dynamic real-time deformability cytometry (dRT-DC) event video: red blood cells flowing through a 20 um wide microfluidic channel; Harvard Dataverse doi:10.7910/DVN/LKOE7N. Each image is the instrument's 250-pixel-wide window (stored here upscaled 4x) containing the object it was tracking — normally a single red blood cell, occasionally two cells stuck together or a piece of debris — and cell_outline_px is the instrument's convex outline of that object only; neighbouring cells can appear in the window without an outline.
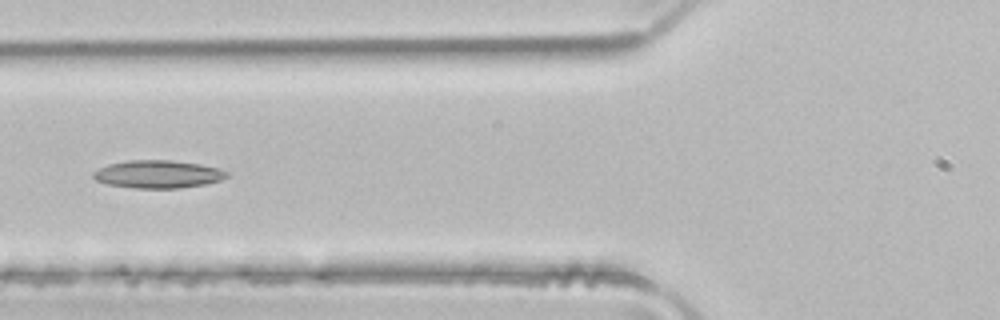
{"species": "common noctule bat (a hibernating species)", "species_latin": "Nyctalus noctula", "temperature_condition": "room temperature", "stored_images_in_passage": 4, "camera_frame_rate_fps": 3000, "um_per_image_px": 0.085, "animal": {"sex": "male", "body_mass_g": 21.5, "forearm_length_mm": 52.0}, "frame": {"image": 1, "passage_image": 4, "time_ms": 1.0, "image_size_px": [1000, 320], "cell_outline_px": [[228, 176], [220, 180], [204, 184], [180, 188], [132, 188], [108, 184], [96, 180], [92, 176], [92, 172], [108, 164], [128, 160], [172, 160], [200, 164], [220, 168], [228, 172]], "centroid_in_image_um": [13.42, 14.8], "position_along_channel_um": 112.4, "area_um2": 21.68}}